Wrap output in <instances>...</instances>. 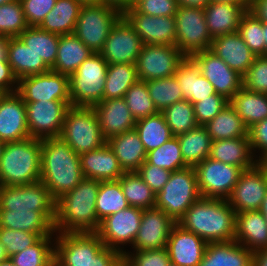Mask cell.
I'll use <instances>...</instances> for the list:
<instances>
[{
    "instance_id": "cell-1",
    "label": "cell",
    "mask_w": 267,
    "mask_h": 266,
    "mask_svg": "<svg viewBox=\"0 0 267 266\" xmlns=\"http://www.w3.org/2000/svg\"><path fill=\"white\" fill-rule=\"evenodd\" d=\"M56 200L42 181L18 186H0V227L56 234Z\"/></svg>"
},
{
    "instance_id": "cell-2",
    "label": "cell",
    "mask_w": 267,
    "mask_h": 266,
    "mask_svg": "<svg viewBox=\"0 0 267 266\" xmlns=\"http://www.w3.org/2000/svg\"><path fill=\"white\" fill-rule=\"evenodd\" d=\"M100 181L84 178L74 189L56 200L55 233H97L100 221L96 198Z\"/></svg>"
},
{
    "instance_id": "cell-3",
    "label": "cell",
    "mask_w": 267,
    "mask_h": 266,
    "mask_svg": "<svg viewBox=\"0 0 267 266\" xmlns=\"http://www.w3.org/2000/svg\"><path fill=\"white\" fill-rule=\"evenodd\" d=\"M84 179L78 155L61 137L42 139L40 181L55 200Z\"/></svg>"
},
{
    "instance_id": "cell-4",
    "label": "cell",
    "mask_w": 267,
    "mask_h": 266,
    "mask_svg": "<svg viewBox=\"0 0 267 266\" xmlns=\"http://www.w3.org/2000/svg\"><path fill=\"white\" fill-rule=\"evenodd\" d=\"M177 223L206 243L235 239L236 213L226 199L201 197Z\"/></svg>"
},
{
    "instance_id": "cell-5",
    "label": "cell",
    "mask_w": 267,
    "mask_h": 266,
    "mask_svg": "<svg viewBox=\"0 0 267 266\" xmlns=\"http://www.w3.org/2000/svg\"><path fill=\"white\" fill-rule=\"evenodd\" d=\"M42 139L5 143L0 159V186H18L40 181Z\"/></svg>"
},
{
    "instance_id": "cell-6",
    "label": "cell",
    "mask_w": 267,
    "mask_h": 266,
    "mask_svg": "<svg viewBox=\"0 0 267 266\" xmlns=\"http://www.w3.org/2000/svg\"><path fill=\"white\" fill-rule=\"evenodd\" d=\"M60 137L78 154L104 146L98 116L92 107L70 106L64 118Z\"/></svg>"
},
{
    "instance_id": "cell-7",
    "label": "cell",
    "mask_w": 267,
    "mask_h": 266,
    "mask_svg": "<svg viewBox=\"0 0 267 266\" xmlns=\"http://www.w3.org/2000/svg\"><path fill=\"white\" fill-rule=\"evenodd\" d=\"M201 197L195 169L186 167L171 172L168 182L156 195L155 207L163 210L177 223Z\"/></svg>"
},
{
    "instance_id": "cell-8",
    "label": "cell",
    "mask_w": 267,
    "mask_h": 266,
    "mask_svg": "<svg viewBox=\"0 0 267 266\" xmlns=\"http://www.w3.org/2000/svg\"><path fill=\"white\" fill-rule=\"evenodd\" d=\"M108 63L93 53L69 76L71 106L93 107L103 100Z\"/></svg>"
},
{
    "instance_id": "cell-9",
    "label": "cell",
    "mask_w": 267,
    "mask_h": 266,
    "mask_svg": "<svg viewBox=\"0 0 267 266\" xmlns=\"http://www.w3.org/2000/svg\"><path fill=\"white\" fill-rule=\"evenodd\" d=\"M122 14L102 3L82 4L74 34L93 52L100 53Z\"/></svg>"
},
{
    "instance_id": "cell-10",
    "label": "cell",
    "mask_w": 267,
    "mask_h": 266,
    "mask_svg": "<svg viewBox=\"0 0 267 266\" xmlns=\"http://www.w3.org/2000/svg\"><path fill=\"white\" fill-rule=\"evenodd\" d=\"M176 46L186 56L209 50L212 37L208 31L203 8L178 6L174 15Z\"/></svg>"
},
{
    "instance_id": "cell-11",
    "label": "cell",
    "mask_w": 267,
    "mask_h": 266,
    "mask_svg": "<svg viewBox=\"0 0 267 266\" xmlns=\"http://www.w3.org/2000/svg\"><path fill=\"white\" fill-rule=\"evenodd\" d=\"M204 198L227 199L244 171L241 167L206 158L194 167Z\"/></svg>"
},
{
    "instance_id": "cell-12",
    "label": "cell",
    "mask_w": 267,
    "mask_h": 266,
    "mask_svg": "<svg viewBox=\"0 0 267 266\" xmlns=\"http://www.w3.org/2000/svg\"><path fill=\"white\" fill-rule=\"evenodd\" d=\"M54 259L62 266H90L104 247L97 233H56Z\"/></svg>"
},
{
    "instance_id": "cell-13",
    "label": "cell",
    "mask_w": 267,
    "mask_h": 266,
    "mask_svg": "<svg viewBox=\"0 0 267 266\" xmlns=\"http://www.w3.org/2000/svg\"><path fill=\"white\" fill-rule=\"evenodd\" d=\"M185 58L176 45L143 44L135 63L138 79L146 82L171 77Z\"/></svg>"
},
{
    "instance_id": "cell-14",
    "label": "cell",
    "mask_w": 267,
    "mask_h": 266,
    "mask_svg": "<svg viewBox=\"0 0 267 266\" xmlns=\"http://www.w3.org/2000/svg\"><path fill=\"white\" fill-rule=\"evenodd\" d=\"M143 210L129 206L127 209L111 214L100 223L97 234L106 247L126 253L122 246H133L140 227Z\"/></svg>"
},
{
    "instance_id": "cell-15",
    "label": "cell",
    "mask_w": 267,
    "mask_h": 266,
    "mask_svg": "<svg viewBox=\"0 0 267 266\" xmlns=\"http://www.w3.org/2000/svg\"><path fill=\"white\" fill-rule=\"evenodd\" d=\"M30 137H60L64 118L71 101L24 102Z\"/></svg>"
},
{
    "instance_id": "cell-16",
    "label": "cell",
    "mask_w": 267,
    "mask_h": 266,
    "mask_svg": "<svg viewBox=\"0 0 267 266\" xmlns=\"http://www.w3.org/2000/svg\"><path fill=\"white\" fill-rule=\"evenodd\" d=\"M16 92L24 102L71 101L69 76L52 70L20 78Z\"/></svg>"
},
{
    "instance_id": "cell-17",
    "label": "cell",
    "mask_w": 267,
    "mask_h": 266,
    "mask_svg": "<svg viewBox=\"0 0 267 266\" xmlns=\"http://www.w3.org/2000/svg\"><path fill=\"white\" fill-rule=\"evenodd\" d=\"M143 43L133 26L122 15L114 24L100 52L110 64H135Z\"/></svg>"
},
{
    "instance_id": "cell-18",
    "label": "cell",
    "mask_w": 267,
    "mask_h": 266,
    "mask_svg": "<svg viewBox=\"0 0 267 266\" xmlns=\"http://www.w3.org/2000/svg\"><path fill=\"white\" fill-rule=\"evenodd\" d=\"M267 191V170L258 162L239 176L231 195L226 199L235 213L260 211Z\"/></svg>"
},
{
    "instance_id": "cell-19",
    "label": "cell",
    "mask_w": 267,
    "mask_h": 266,
    "mask_svg": "<svg viewBox=\"0 0 267 266\" xmlns=\"http://www.w3.org/2000/svg\"><path fill=\"white\" fill-rule=\"evenodd\" d=\"M190 57L199 66L200 73L213 85L215 92L227 100L242 88V76L210 50L199 51Z\"/></svg>"
},
{
    "instance_id": "cell-20",
    "label": "cell",
    "mask_w": 267,
    "mask_h": 266,
    "mask_svg": "<svg viewBox=\"0 0 267 266\" xmlns=\"http://www.w3.org/2000/svg\"><path fill=\"white\" fill-rule=\"evenodd\" d=\"M123 16L133 26L143 44L175 45L176 23L174 16H151L129 8Z\"/></svg>"
},
{
    "instance_id": "cell-21",
    "label": "cell",
    "mask_w": 267,
    "mask_h": 266,
    "mask_svg": "<svg viewBox=\"0 0 267 266\" xmlns=\"http://www.w3.org/2000/svg\"><path fill=\"white\" fill-rule=\"evenodd\" d=\"M176 222L163 210L153 207L143 210L140 227L133 242V251L167 248L168 238Z\"/></svg>"
},
{
    "instance_id": "cell-22",
    "label": "cell",
    "mask_w": 267,
    "mask_h": 266,
    "mask_svg": "<svg viewBox=\"0 0 267 266\" xmlns=\"http://www.w3.org/2000/svg\"><path fill=\"white\" fill-rule=\"evenodd\" d=\"M30 137L27 125L26 106L17 93L2 94L0 97V140L20 141Z\"/></svg>"
},
{
    "instance_id": "cell-23",
    "label": "cell",
    "mask_w": 267,
    "mask_h": 266,
    "mask_svg": "<svg viewBox=\"0 0 267 266\" xmlns=\"http://www.w3.org/2000/svg\"><path fill=\"white\" fill-rule=\"evenodd\" d=\"M207 243L193 232L176 223L170 232L167 250L171 263L178 266H198Z\"/></svg>"
},
{
    "instance_id": "cell-24",
    "label": "cell",
    "mask_w": 267,
    "mask_h": 266,
    "mask_svg": "<svg viewBox=\"0 0 267 266\" xmlns=\"http://www.w3.org/2000/svg\"><path fill=\"white\" fill-rule=\"evenodd\" d=\"M92 108L97 113L100 128L106 140L135 129L136 120L124 98L102 100Z\"/></svg>"
},
{
    "instance_id": "cell-25",
    "label": "cell",
    "mask_w": 267,
    "mask_h": 266,
    "mask_svg": "<svg viewBox=\"0 0 267 266\" xmlns=\"http://www.w3.org/2000/svg\"><path fill=\"white\" fill-rule=\"evenodd\" d=\"M209 50L241 76L247 72L256 57L238 31L214 38Z\"/></svg>"
},
{
    "instance_id": "cell-26",
    "label": "cell",
    "mask_w": 267,
    "mask_h": 266,
    "mask_svg": "<svg viewBox=\"0 0 267 266\" xmlns=\"http://www.w3.org/2000/svg\"><path fill=\"white\" fill-rule=\"evenodd\" d=\"M203 9L208 31L214 39L238 31L240 20L249 8L240 3L210 1Z\"/></svg>"
},
{
    "instance_id": "cell-27",
    "label": "cell",
    "mask_w": 267,
    "mask_h": 266,
    "mask_svg": "<svg viewBox=\"0 0 267 266\" xmlns=\"http://www.w3.org/2000/svg\"><path fill=\"white\" fill-rule=\"evenodd\" d=\"M84 178L97 181L118 180L123 174L117 157L106 143L104 146L80 155Z\"/></svg>"
},
{
    "instance_id": "cell-28",
    "label": "cell",
    "mask_w": 267,
    "mask_h": 266,
    "mask_svg": "<svg viewBox=\"0 0 267 266\" xmlns=\"http://www.w3.org/2000/svg\"><path fill=\"white\" fill-rule=\"evenodd\" d=\"M117 157L124 173L137 172L147 152L135 129L113 136L106 142Z\"/></svg>"
},
{
    "instance_id": "cell-29",
    "label": "cell",
    "mask_w": 267,
    "mask_h": 266,
    "mask_svg": "<svg viewBox=\"0 0 267 266\" xmlns=\"http://www.w3.org/2000/svg\"><path fill=\"white\" fill-rule=\"evenodd\" d=\"M209 158L241 167L243 170L251 169L258 163L249 137L212 141Z\"/></svg>"
},
{
    "instance_id": "cell-30",
    "label": "cell",
    "mask_w": 267,
    "mask_h": 266,
    "mask_svg": "<svg viewBox=\"0 0 267 266\" xmlns=\"http://www.w3.org/2000/svg\"><path fill=\"white\" fill-rule=\"evenodd\" d=\"M174 76L182 90L183 100H189L191 104L216 93L213 85L200 73L199 66L191 57H186L181 62Z\"/></svg>"
},
{
    "instance_id": "cell-31",
    "label": "cell",
    "mask_w": 267,
    "mask_h": 266,
    "mask_svg": "<svg viewBox=\"0 0 267 266\" xmlns=\"http://www.w3.org/2000/svg\"><path fill=\"white\" fill-rule=\"evenodd\" d=\"M236 242L248 250L267 248V222L260 211L236 213Z\"/></svg>"
},
{
    "instance_id": "cell-32",
    "label": "cell",
    "mask_w": 267,
    "mask_h": 266,
    "mask_svg": "<svg viewBox=\"0 0 267 266\" xmlns=\"http://www.w3.org/2000/svg\"><path fill=\"white\" fill-rule=\"evenodd\" d=\"M253 252L235 240L207 243L198 266H252Z\"/></svg>"
},
{
    "instance_id": "cell-33",
    "label": "cell",
    "mask_w": 267,
    "mask_h": 266,
    "mask_svg": "<svg viewBox=\"0 0 267 266\" xmlns=\"http://www.w3.org/2000/svg\"><path fill=\"white\" fill-rule=\"evenodd\" d=\"M8 59L13 74L19 80L29 75L43 74L51 69L19 37L8 40Z\"/></svg>"
},
{
    "instance_id": "cell-34",
    "label": "cell",
    "mask_w": 267,
    "mask_h": 266,
    "mask_svg": "<svg viewBox=\"0 0 267 266\" xmlns=\"http://www.w3.org/2000/svg\"><path fill=\"white\" fill-rule=\"evenodd\" d=\"M93 52L74 34L59 35L52 71L70 76Z\"/></svg>"
},
{
    "instance_id": "cell-35",
    "label": "cell",
    "mask_w": 267,
    "mask_h": 266,
    "mask_svg": "<svg viewBox=\"0 0 267 266\" xmlns=\"http://www.w3.org/2000/svg\"><path fill=\"white\" fill-rule=\"evenodd\" d=\"M81 6L82 3L78 0H57L38 27L58 35L72 34Z\"/></svg>"
},
{
    "instance_id": "cell-36",
    "label": "cell",
    "mask_w": 267,
    "mask_h": 266,
    "mask_svg": "<svg viewBox=\"0 0 267 266\" xmlns=\"http://www.w3.org/2000/svg\"><path fill=\"white\" fill-rule=\"evenodd\" d=\"M229 103L248 129L267 118V94L252 92L242 87Z\"/></svg>"
},
{
    "instance_id": "cell-37",
    "label": "cell",
    "mask_w": 267,
    "mask_h": 266,
    "mask_svg": "<svg viewBox=\"0 0 267 266\" xmlns=\"http://www.w3.org/2000/svg\"><path fill=\"white\" fill-rule=\"evenodd\" d=\"M177 137L184 163L188 167H195L209 157L212 138L205 126L198 125Z\"/></svg>"
},
{
    "instance_id": "cell-38",
    "label": "cell",
    "mask_w": 267,
    "mask_h": 266,
    "mask_svg": "<svg viewBox=\"0 0 267 266\" xmlns=\"http://www.w3.org/2000/svg\"><path fill=\"white\" fill-rule=\"evenodd\" d=\"M204 126L212 141L249 137L248 128L230 103Z\"/></svg>"
},
{
    "instance_id": "cell-39",
    "label": "cell",
    "mask_w": 267,
    "mask_h": 266,
    "mask_svg": "<svg viewBox=\"0 0 267 266\" xmlns=\"http://www.w3.org/2000/svg\"><path fill=\"white\" fill-rule=\"evenodd\" d=\"M18 37L41 57L50 69L54 66L59 43L58 34L47 32L38 26H29Z\"/></svg>"
},
{
    "instance_id": "cell-40",
    "label": "cell",
    "mask_w": 267,
    "mask_h": 266,
    "mask_svg": "<svg viewBox=\"0 0 267 266\" xmlns=\"http://www.w3.org/2000/svg\"><path fill=\"white\" fill-rule=\"evenodd\" d=\"M138 80L135 64L108 65L103 100L123 98Z\"/></svg>"
},
{
    "instance_id": "cell-41",
    "label": "cell",
    "mask_w": 267,
    "mask_h": 266,
    "mask_svg": "<svg viewBox=\"0 0 267 266\" xmlns=\"http://www.w3.org/2000/svg\"><path fill=\"white\" fill-rule=\"evenodd\" d=\"M135 130L146 152L160 147L174 136L161 112L136 121Z\"/></svg>"
},
{
    "instance_id": "cell-42",
    "label": "cell",
    "mask_w": 267,
    "mask_h": 266,
    "mask_svg": "<svg viewBox=\"0 0 267 266\" xmlns=\"http://www.w3.org/2000/svg\"><path fill=\"white\" fill-rule=\"evenodd\" d=\"M118 181L129 206L142 210L155 207L156 194L137 172L124 173Z\"/></svg>"
},
{
    "instance_id": "cell-43",
    "label": "cell",
    "mask_w": 267,
    "mask_h": 266,
    "mask_svg": "<svg viewBox=\"0 0 267 266\" xmlns=\"http://www.w3.org/2000/svg\"><path fill=\"white\" fill-rule=\"evenodd\" d=\"M55 238L56 234L40 237L32 246L10 259L16 266H50L55 257Z\"/></svg>"
},
{
    "instance_id": "cell-44",
    "label": "cell",
    "mask_w": 267,
    "mask_h": 266,
    "mask_svg": "<svg viewBox=\"0 0 267 266\" xmlns=\"http://www.w3.org/2000/svg\"><path fill=\"white\" fill-rule=\"evenodd\" d=\"M128 207L129 204L118 180L100 182L96 198V214L100 222L107 216Z\"/></svg>"
},
{
    "instance_id": "cell-45",
    "label": "cell",
    "mask_w": 267,
    "mask_h": 266,
    "mask_svg": "<svg viewBox=\"0 0 267 266\" xmlns=\"http://www.w3.org/2000/svg\"><path fill=\"white\" fill-rule=\"evenodd\" d=\"M146 85L158 112L183 100V93L178 83V80L173 75L160 79H152L146 81Z\"/></svg>"
},
{
    "instance_id": "cell-46",
    "label": "cell",
    "mask_w": 267,
    "mask_h": 266,
    "mask_svg": "<svg viewBox=\"0 0 267 266\" xmlns=\"http://www.w3.org/2000/svg\"><path fill=\"white\" fill-rule=\"evenodd\" d=\"M146 162L170 172L188 167L184 163L177 136H173L160 147L147 152Z\"/></svg>"
},
{
    "instance_id": "cell-47",
    "label": "cell",
    "mask_w": 267,
    "mask_h": 266,
    "mask_svg": "<svg viewBox=\"0 0 267 266\" xmlns=\"http://www.w3.org/2000/svg\"><path fill=\"white\" fill-rule=\"evenodd\" d=\"M174 136L186 133L198 126L193 104L189 100H181L161 112Z\"/></svg>"
},
{
    "instance_id": "cell-48",
    "label": "cell",
    "mask_w": 267,
    "mask_h": 266,
    "mask_svg": "<svg viewBox=\"0 0 267 266\" xmlns=\"http://www.w3.org/2000/svg\"><path fill=\"white\" fill-rule=\"evenodd\" d=\"M123 98L136 121L158 113L145 81L138 80Z\"/></svg>"
},
{
    "instance_id": "cell-49",
    "label": "cell",
    "mask_w": 267,
    "mask_h": 266,
    "mask_svg": "<svg viewBox=\"0 0 267 266\" xmlns=\"http://www.w3.org/2000/svg\"><path fill=\"white\" fill-rule=\"evenodd\" d=\"M238 32L256 56H265L263 22L249 9L240 20Z\"/></svg>"
},
{
    "instance_id": "cell-50",
    "label": "cell",
    "mask_w": 267,
    "mask_h": 266,
    "mask_svg": "<svg viewBox=\"0 0 267 266\" xmlns=\"http://www.w3.org/2000/svg\"><path fill=\"white\" fill-rule=\"evenodd\" d=\"M28 27L20 0L0 5V36L18 37Z\"/></svg>"
},
{
    "instance_id": "cell-51",
    "label": "cell",
    "mask_w": 267,
    "mask_h": 266,
    "mask_svg": "<svg viewBox=\"0 0 267 266\" xmlns=\"http://www.w3.org/2000/svg\"><path fill=\"white\" fill-rule=\"evenodd\" d=\"M242 87L260 94H267V57L256 56L253 64L242 76Z\"/></svg>"
},
{
    "instance_id": "cell-52",
    "label": "cell",
    "mask_w": 267,
    "mask_h": 266,
    "mask_svg": "<svg viewBox=\"0 0 267 266\" xmlns=\"http://www.w3.org/2000/svg\"><path fill=\"white\" fill-rule=\"evenodd\" d=\"M39 238L36 233L0 227V242L6 247L9 257L32 246Z\"/></svg>"
},
{
    "instance_id": "cell-53",
    "label": "cell",
    "mask_w": 267,
    "mask_h": 266,
    "mask_svg": "<svg viewBox=\"0 0 267 266\" xmlns=\"http://www.w3.org/2000/svg\"><path fill=\"white\" fill-rule=\"evenodd\" d=\"M229 104L224 96L215 93L197 103H193L195 119L198 125H206Z\"/></svg>"
},
{
    "instance_id": "cell-54",
    "label": "cell",
    "mask_w": 267,
    "mask_h": 266,
    "mask_svg": "<svg viewBox=\"0 0 267 266\" xmlns=\"http://www.w3.org/2000/svg\"><path fill=\"white\" fill-rule=\"evenodd\" d=\"M134 266H168L170 258L167 248L143 251H128L123 255Z\"/></svg>"
},
{
    "instance_id": "cell-55",
    "label": "cell",
    "mask_w": 267,
    "mask_h": 266,
    "mask_svg": "<svg viewBox=\"0 0 267 266\" xmlns=\"http://www.w3.org/2000/svg\"><path fill=\"white\" fill-rule=\"evenodd\" d=\"M28 26H39L57 0H20Z\"/></svg>"
},
{
    "instance_id": "cell-56",
    "label": "cell",
    "mask_w": 267,
    "mask_h": 266,
    "mask_svg": "<svg viewBox=\"0 0 267 266\" xmlns=\"http://www.w3.org/2000/svg\"><path fill=\"white\" fill-rule=\"evenodd\" d=\"M137 173L156 195L168 182L171 175L169 170L148 164L146 161L139 167Z\"/></svg>"
},
{
    "instance_id": "cell-57",
    "label": "cell",
    "mask_w": 267,
    "mask_h": 266,
    "mask_svg": "<svg viewBox=\"0 0 267 266\" xmlns=\"http://www.w3.org/2000/svg\"><path fill=\"white\" fill-rule=\"evenodd\" d=\"M248 136L253 155L258 162H261L267 157V118L250 127Z\"/></svg>"
},
{
    "instance_id": "cell-58",
    "label": "cell",
    "mask_w": 267,
    "mask_h": 266,
    "mask_svg": "<svg viewBox=\"0 0 267 266\" xmlns=\"http://www.w3.org/2000/svg\"><path fill=\"white\" fill-rule=\"evenodd\" d=\"M139 13L153 16H174L177 0H142L134 7Z\"/></svg>"
},
{
    "instance_id": "cell-59",
    "label": "cell",
    "mask_w": 267,
    "mask_h": 266,
    "mask_svg": "<svg viewBox=\"0 0 267 266\" xmlns=\"http://www.w3.org/2000/svg\"><path fill=\"white\" fill-rule=\"evenodd\" d=\"M18 79L8 62H0V92L3 94L17 91Z\"/></svg>"
},
{
    "instance_id": "cell-60",
    "label": "cell",
    "mask_w": 267,
    "mask_h": 266,
    "mask_svg": "<svg viewBox=\"0 0 267 266\" xmlns=\"http://www.w3.org/2000/svg\"><path fill=\"white\" fill-rule=\"evenodd\" d=\"M118 251L109 247H104L91 262L90 266H117L119 259L122 257Z\"/></svg>"
},
{
    "instance_id": "cell-61",
    "label": "cell",
    "mask_w": 267,
    "mask_h": 266,
    "mask_svg": "<svg viewBox=\"0 0 267 266\" xmlns=\"http://www.w3.org/2000/svg\"><path fill=\"white\" fill-rule=\"evenodd\" d=\"M249 10L262 22H267V0H251Z\"/></svg>"
},
{
    "instance_id": "cell-62",
    "label": "cell",
    "mask_w": 267,
    "mask_h": 266,
    "mask_svg": "<svg viewBox=\"0 0 267 266\" xmlns=\"http://www.w3.org/2000/svg\"><path fill=\"white\" fill-rule=\"evenodd\" d=\"M101 3L118 10L122 15L130 8V0H101Z\"/></svg>"
},
{
    "instance_id": "cell-63",
    "label": "cell",
    "mask_w": 267,
    "mask_h": 266,
    "mask_svg": "<svg viewBox=\"0 0 267 266\" xmlns=\"http://www.w3.org/2000/svg\"><path fill=\"white\" fill-rule=\"evenodd\" d=\"M252 266H267V248L253 252Z\"/></svg>"
},
{
    "instance_id": "cell-64",
    "label": "cell",
    "mask_w": 267,
    "mask_h": 266,
    "mask_svg": "<svg viewBox=\"0 0 267 266\" xmlns=\"http://www.w3.org/2000/svg\"><path fill=\"white\" fill-rule=\"evenodd\" d=\"M178 6L204 8L210 0H177Z\"/></svg>"
},
{
    "instance_id": "cell-65",
    "label": "cell",
    "mask_w": 267,
    "mask_h": 266,
    "mask_svg": "<svg viewBox=\"0 0 267 266\" xmlns=\"http://www.w3.org/2000/svg\"><path fill=\"white\" fill-rule=\"evenodd\" d=\"M9 37L0 36V62H7Z\"/></svg>"
},
{
    "instance_id": "cell-66",
    "label": "cell",
    "mask_w": 267,
    "mask_h": 266,
    "mask_svg": "<svg viewBox=\"0 0 267 266\" xmlns=\"http://www.w3.org/2000/svg\"><path fill=\"white\" fill-rule=\"evenodd\" d=\"M211 2H228V3H240L241 5H246L250 7L251 0H210Z\"/></svg>"
},
{
    "instance_id": "cell-67",
    "label": "cell",
    "mask_w": 267,
    "mask_h": 266,
    "mask_svg": "<svg viewBox=\"0 0 267 266\" xmlns=\"http://www.w3.org/2000/svg\"><path fill=\"white\" fill-rule=\"evenodd\" d=\"M10 258L7 254L6 247L0 242V263Z\"/></svg>"
},
{
    "instance_id": "cell-68",
    "label": "cell",
    "mask_w": 267,
    "mask_h": 266,
    "mask_svg": "<svg viewBox=\"0 0 267 266\" xmlns=\"http://www.w3.org/2000/svg\"><path fill=\"white\" fill-rule=\"evenodd\" d=\"M260 212L263 214V216L265 217V220L267 222V191H266V196L262 202V206L260 208Z\"/></svg>"
},
{
    "instance_id": "cell-69",
    "label": "cell",
    "mask_w": 267,
    "mask_h": 266,
    "mask_svg": "<svg viewBox=\"0 0 267 266\" xmlns=\"http://www.w3.org/2000/svg\"><path fill=\"white\" fill-rule=\"evenodd\" d=\"M263 34L265 41V56L267 57V22H263Z\"/></svg>"
},
{
    "instance_id": "cell-70",
    "label": "cell",
    "mask_w": 267,
    "mask_h": 266,
    "mask_svg": "<svg viewBox=\"0 0 267 266\" xmlns=\"http://www.w3.org/2000/svg\"><path fill=\"white\" fill-rule=\"evenodd\" d=\"M117 266H134V265L130 263L124 256H122L119 259Z\"/></svg>"
},
{
    "instance_id": "cell-71",
    "label": "cell",
    "mask_w": 267,
    "mask_h": 266,
    "mask_svg": "<svg viewBox=\"0 0 267 266\" xmlns=\"http://www.w3.org/2000/svg\"><path fill=\"white\" fill-rule=\"evenodd\" d=\"M0 266H16L10 258L0 263Z\"/></svg>"
},
{
    "instance_id": "cell-72",
    "label": "cell",
    "mask_w": 267,
    "mask_h": 266,
    "mask_svg": "<svg viewBox=\"0 0 267 266\" xmlns=\"http://www.w3.org/2000/svg\"><path fill=\"white\" fill-rule=\"evenodd\" d=\"M82 4L101 3V0H78Z\"/></svg>"
},
{
    "instance_id": "cell-73",
    "label": "cell",
    "mask_w": 267,
    "mask_h": 266,
    "mask_svg": "<svg viewBox=\"0 0 267 266\" xmlns=\"http://www.w3.org/2000/svg\"><path fill=\"white\" fill-rule=\"evenodd\" d=\"M142 0H130V8H134Z\"/></svg>"
},
{
    "instance_id": "cell-74",
    "label": "cell",
    "mask_w": 267,
    "mask_h": 266,
    "mask_svg": "<svg viewBox=\"0 0 267 266\" xmlns=\"http://www.w3.org/2000/svg\"><path fill=\"white\" fill-rule=\"evenodd\" d=\"M5 142L0 140V159L4 150Z\"/></svg>"
},
{
    "instance_id": "cell-75",
    "label": "cell",
    "mask_w": 267,
    "mask_h": 266,
    "mask_svg": "<svg viewBox=\"0 0 267 266\" xmlns=\"http://www.w3.org/2000/svg\"><path fill=\"white\" fill-rule=\"evenodd\" d=\"M50 266H62L60 263H58L55 259L51 262Z\"/></svg>"
},
{
    "instance_id": "cell-76",
    "label": "cell",
    "mask_w": 267,
    "mask_h": 266,
    "mask_svg": "<svg viewBox=\"0 0 267 266\" xmlns=\"http://www.w3.org/2000/svg\"><path fill=\"white\" fill-rule=\"evenodd\" d=\"M267 170V157L260 162Z\"/></svg>"
},
{
    "instance_id": "cell-77",
    "label": "cell",
    "mask_w": 267,
    "mask_h": 266,
    "mask_svg": "<svg viewBox=\"0 0 267 266\" xmlns=\"http://www.w3.org/2000/svg\"><path fill=\"white\" fill-rule=\"evenodd\" d=\"M14 0H0V5H3V4H6V3H9V2H12Z\"/></svg>"
},
{
    "instance_id": "cell-78",
    "label": "cell",
    "mask_w": 267,
    "mask_h": 266,
    "mask_svg": "<svg viewBox=\"0 0 267 266\" xmlns=\"http://www.w3.org/2000/svg\"><path fill=\"white\" fill-rule=\"evenodd\" d=\"M168 266H178V265L173 264V263L170 262V264Z\"/></svg>"
}]
</instances>
